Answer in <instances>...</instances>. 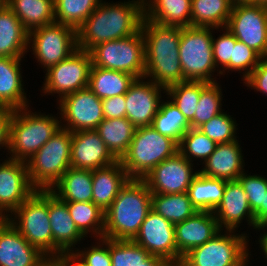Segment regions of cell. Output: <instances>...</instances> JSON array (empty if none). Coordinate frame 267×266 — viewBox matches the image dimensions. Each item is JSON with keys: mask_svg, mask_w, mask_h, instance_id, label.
Segmentation results:
<instances>
[{"mask_svg": "<svg viewBox=\"0 0 267 266\" xmlns=\"http://www.w3.org/2000/svg\"><path fill=\"white\" fill-rule=\"evenodd\" d=\"M179 152V144L151 126L136 128L121 163L130 179H143L162 161Z\"/></svg>", "mask_w": 267, "mask_h": 266, "instance_id": "obj_5", "label": "cell"}, {"mask_svg": "<svg viewBox=\"0 0 267 266\" xmlns=\"http://www.w3.org/2000/svg\"><path fill=\"white\" fill-rule=\"evenodd\" d=\"M7 0H0V10L6 6Z\"/></svg>", "mask_w": 267, "mask_h": 266, "instance_id": "obj_58", "label": "cell"}, {"mask_svg": "<svg viewBox=\"0 0 267 266\" xmlns=\"http://www.w3.org/2000/svg\"><path fill=\"white\" fill-rule=\"evenodd\" d=\"M57 106L61 127L72 133L95 130L104 119L102 99L89 88L65 95Z\"/></svg>", "mask_w": 267, "mask_h": 266, "instance_id": "obj_14", "label": "cell"}, {"mask_svg": "<svg viewBox=\"0 0 267 266\" xmlns=\"http://www.w3.org/2000/svg\"><path fill=\"white\" fill-rule=\"evenodd\" d=\"M48 213L52 230V259L73 253L85 237L77 229L67 203L48 190Z\"/></svg>", "mask_w": 267, "mask_h": 266, "instance_id": "obj_19", "label": "cell"}, {"mask_svg": "<svg viewBox=\"0 0 267 266\" xmlns=\"http://www.w3.org/2000/svg\"><path fill=\"white\" fill-rule=\"evenodd\" d=\"M151 194L143 179H129L105 211L104 238L133 240L152 210Z\"/></svg>", "mask_w": 267, "mask_h": 266, "instance_id": "obj_3", "label": "cell"}, {"mask_svg": "<svg viewBox=\"0 0 267 266\" xmlns=\"http://www.w3.org/2000/svg\"><path fill=\"white\" fill-rule=\"evenodd\" d=\"M192 162L180 152L156 165L143 178L151 193L176 194L188 191L192 180L199 173ZM196 169V170H194Z\"/></svg>", "mask_w": 267, "mask_h": 266, "instance_id": "obj_16", "label": "cell"}, {"mask_svg": "<svg viewBox=\"0 0 267 266\" xmlns=\"http://www.w3.org/2000/svg\"><path fill=\"white\" fill-rule=\"evenodd\" d=\"M218 82H209L201 91L194 119L190 122L191 128H198L211 120L222 111L223 92Z\"/></svg>", "mask_w": 267, "mask_h": 266, "instance_id": "obj_40", "label": "cell"}, {"mask_svg": "<svg viewBox=\"0 0 267 266\" xmlns=\"http://www.w3.org/2000/svg\"><path fill=\"white\" fill-rule=\"evenodd\" d=\"M253 214L258 228L267 223V193L264 194L263 204Z\"/></svg>", "mask_w": 267, "mask_h": 266, "instance_id": "obj_51", "label": "cell"}, {"mask_svg": "<svg viewBox=\"0 0 267 266\" xmlns=\"http://www.w3.org/2000/svg\"><path fill=\"white\" fill-rule=\"evenodd\" d=\"M29 32L6 5L0 10V57L25 58Z\"/></svg>", "mask_w": 267, "mask_h": 266, "instance_id": "obj_27", "label": "cell"}, {"mask_svg": "<svg viewBox=\"0 0 267 266\" xmlns=\"http://www.w3.org/2000/svg\"><path fill=\"white\" fill-rule=\"evenodd\" d=\"M6 157L0 160V219H7L37 190L30 183L26 162Z\"/></svg>", "mask_w": 267, "mask_h": 266, "instance_id": "obj_15", "label": "cell"}, {"mask_svg": "<svg viewBox=\"0 0 267 266\" xmlns=\"http://www.w3.org/2000/svg\"><path fill=\"white\" fill-rule=\"evenodd\" d=\"M226 28L262 58L267 57V6L234 4Z\"/></svg>", "mask_w": 267, "mask_h": 266, "instance_id": "obj_13", "label": "cell"}, {"mask_svg": "<svg viewBox=\"0 0 267 266\" xmlns=\"http://www.w3.org/2000/svg\"><path fill=\"white\" fill-rule=\"evenodd\" d=\"M208 83L191 80L176 83L166 88L164 96L180 110L190 123L194 119L200 93Z\"/></svg>", "mask_w": 267, "mask_h": 266, "instance_id": "obj_38", "label": "cell"}, {"mask_svg": "<svg viewBox=\"0 0 267 266\" xmlns=\"http://www.w3.org/2000/svg\"><path fill=\"white\" fill-rule=\"evenodd\" d=\"M152 210L174 225L193 216L197 209L191 203L187 192L176 194H151Z\"/></svg>", "mask_w": 267, "mask_h": 266, "instance_id": "obj_36", "label": "cell"}, {"mask_svg": "<svg viewBox=\"0 0 267 266\" xmlns=\"http://www.w3.org/2000/svg\"><path fill=\"white\" fill-rule=\"evenodd\" d=\"M13 109L0 105V150L9 152V122Z\"/></svg>", "mask_w": 267, "mask_h": 266, "instance_id": "obj_50", "label": "cell"}, {"mask_svg": "<svg viewBox=\"0 0 267 266\" xmlns=\"http://www.w3.org/2000/svg\"><path fill=\"white\" fill-rule=\"evenodd\" d=\"M250 255L241 263V264H239L238 266H250V265H248V264H252L251 262H250Z\"/></svg>", "mask_w": 267, "mask_h": 266, "instance_id": "obj_56", "label": "cell"}, {"mask_svg": "<svg viewBox=\"0 0 267 266\" xmlns=\"http://www.w3.org/2000/svg\"><path fill=\"white\" fill-rule=\"evenodd\" d=\"M70 216L72 217L79 232L86 238L87 235L104 238V216L103 212L93 202H66Z\"/></svg>", "mask_w": 267, "mask_h": 266, "instance_id": "obj_35", "label": "cell"}, {"mask_svg": "<svg viewBox=\"0 0 267 266\" xmlns=\"http://www.w3.org/2000/svg\"><path fill=\"white\" fill-rule=\"evenodd\" d=\"M91 66L90 53L77 48L65 60L43 71L45 78L40 89L43 94L40 95L58 94L56 98L59 101L65 95L88 88Z\"/></svg>", "mask_w": 267, "mask_h": 266, "instance_id": "obj_11", "label": "cell"}, {"mask_svg": "<svg viewBox=\"0 0 267 266\" xmlns=\"http://www.w3.org/2000/svg\"><path fill=\"white\" fill-rule=\"evenodd\" d=\"M262 230L263 233H261L260 231ZM267 228H258L257 231L260 232V235H258V242L257 244H260L258 245L259 248H260V252H262L264 254L263 258L264 260L266 259L267 260ZM267 262V261H266Z\"/></svg>", "mask_w": 267, "mask_h": 266, "instance_id": "obj_54", "label": "cell"}, {"mask_svg": "<svg viewBox=\"0 0 267 266\" xmlns=\"http://www.w3.org/2000/svg\"><path fill=\"white\" fill-rule=\"evenodd\" d=\"M95 130L112 155L117 160H121L128 151L136 127L126 117L118 119L104 118Z\"/></svg>", "mask_w": 267, "mask_h": 266, "instance_id": "obj_32", "label": "cell"}, {"mask_svg": "<svg viewBox=\"0 0 267 266\" xmlns=\"http://www.w3.org/2000/svg\"><path fill=\"white\" fill-rule=\"evenodd\" d=\"M141 31L145 40L144 78L164 88L187 81L179 58L182 27L162 25L143 17Z\"/></svg>", "mask_w": 267, "mask_h": 266, "instance_id": "obj_2", "label": "cell"}, {"mask_svg": "<svg viewBox=\"0 0 267 266\" xmlns=\"http://www.w3.org/2000/svg\"><path fill=\"white\" fill-rule=\"evenodd\" d=\"M254 4L267 6V0H254Z\"/></svg>", "mask_w": 267, "mask_h": 266, "instance_id": "obj_57", "label": "cell"}, {"mask_svg": "<svg viewBox=\"0 0 267 266\" xmlns=\"http://www.w3.org/2000/svg\"><path fill=\"white\" fill-rule=\"evenodd\" d=\"M50 266H60L54 259L50 260Z\"/></svg>", "mask_w": 267, "mask_h": 266, "instance_id": "obj_59", "label": "cell"}, {"mask_svg": "<svg viewBox=\"0 0 267 266\" xmlns=\"http://www.w3.org/2000/svg\"><path fill=\"white\" fill-rule=\"evenodd\" d=\"M238 125L235 118L229 115V112L222 111L197 129L216 144H221L232 142L239 137L236 135Z\"/></svg>", "mask_w": 267, "mask_h": 266, "instance_id": "obj_43", "label": "cell"}, {"mask_svg": "<svg viewBox=\"0 0 267 266\" xmlns=\"http://www.w3.org/2000/svg\"><path fill=\"white\" fill-rule=\"evenodd\" d=\"M97 240L90 247H77L72 254L85 266H112L109 239L98 238Z\"/></svg>", "mask_w": 267, "mask_h": 266, "instance_id": "obj_45", "label": "cell"}, {"mask_svg": "<svg viewBox=\"0 0 267 266\" xmlns=\"http://www.w3.org/2000/svg\"><path fill=\"white\" fill-rule=\"evenodd\" d=\"M213 213L221 230L239 232L238 228L243 220L250 229H255L256 232L258 230L247 195L239 180L226 181L222 201Z\"/></svg>", "mask_w": 267, "mask_h": 266, "instance_id": "obj_21", "label": "cell"}, {"mask_svg": "<svg viewBox=\"0 0 267 266\" xmlns=\"http://www.w3.org/2000/svg\"><path fill=\"white\" fill-rule=\"evenodd\" d=\"M22 58L0 57V105L21 109L29 105L22 77Z\"/></svg>", "mask_w": 267, "mask_h": 266, "instance_id": "obj_25", "label": "cell"}, {"mask_svg": "<svg viewBox=\"0 0 267 266\" xmlns=\"http://www.w3.org/2000/svg\"><path fill=\"white\" fill-rule=\"evenodd\" d=\"M165 98L159 105V110L151 127L161 135L168 136L179 144L182 136L191 126L180 110L169 99L167 100V97Z\"/></svg>", "mask_w": 267, "mask_h": 266, "instance_id": "obj_37", "label": "cell"}, {"mask_svg": "<svg viewBox=\"0 0 267 266\" xmlns=\"http://www.w3.org/2000/svg\"><path fill=\"white\" fill-rule=\"evenodd\" d=\"M215 30L211 27H182L179 58L186 80L217 82L219 78L215 75L221 76L213 60L212 36Z\"/></svg>", "mask_w": 267, "mask_h": 266, "instance_id": "obj_7", "label": "cell"}, {"mask_svg": "<svg viewBox=\"0 0 267 266\" xmlns=\"http://www.w3.org/2000/svg\"><path fill=\"white\" fill-rule=\"evenodd\" d=\"M216 30L222 31V34L217 38L212 36L213 60L218 72H221L230 63L237 39L226 27Z\"/></svg>", "mask_w": 267, "mask_h": 266, "instance_id": "obj_46", "label": "cell"}, {"mask_svg": "<svg viewBox=\"0 0 267 266\" xmlns=\"http://www.w3.org/2000/svg\"><path fill=\"white\" fill-rule=\"evenodd\" d=\"M92 170L70 167L50 189L64 202H93Z\"/></svg>", "mask_w": 267, "mask_h": 266, "instance_id": "obj_29", "label": "cell"}, {"mask_svg": "<svg viewBox=\"0 0 267 266\" xmlns=\"http://www.w3.org/2000/svg\"><path fill=\"white\" fill-rule=\"evenodd\" d=\"M104 118L118 119L126 117V101L124 95L102 99Z\"/></svg>", "mask_w": 267, "mask_h": 266, "instance_id": "obj_49", "label": "cell"}, {"mask_svg": "<svg viewBox=\"0 0 267 266\" xmlns=\"http://www.w3.org/2000/svg\"><path fill=\"white\" fill-rule=\"evenodd\" d=\"M112 155L96 130L75 131L71 141V167L96 170L114 164Z\"/></svg>", "mask_w": 267, "mask_h": 266, "instance_id": "obj_22", "label": "cell"}, {"mask_svg": "<svg viewBox=\"0 0 267 266\" xmlns=\"http://www.w3.org/2000/svg\"><path fill=\"white\" fill-rule=\"evenodd\" d=\"M236 232L221 230L205 244L185 254L178 266H238L252 254H249V232Z\"/></svg>", "mask_w": 267, "mask_h": 266, "instance_id": "obj_8", "label": "cell"}, {"mask_svg": "<svg viewBox=\"0 0 267 266\" xmlns=\"http://www.w3.org/2000/svg\"><path fill=\"white\" fill-rule=\"evenodd\" d=\"M49 260L8 219H0V266H45Z\"/></svg>", "mask_w": 267, "mask_h": 266, "instance_id": "obj_20", "label": "cell"}, {"mask_svg": "<svg viewBox=\"0 0 267 266\" xmlns=\"http://www.w3.org/2000/svg\"><path fill=\"white\" fill-rule=\"evenodd\" d=\"M109 253L112 266H142L151 256L133 240L109 239Z\"/></svg>", "mask_w": 267, "mask_h": 266, "instance_id": "obj_42", "label": "cell"}, {"mask_svg": "<svg viewBox=\"0 0 267 266\" xmlns=\"http://www.w3.org/2000/svg\"><path fill=\"white\" fill-rule=\"evenodd\" d=\"M133 241L151 255L165 258L177 266L174 224L154 210L148 213Z\"/></svg>", "mask_w": 267, "mask_h": 266, "instance_id": "obj_18", "label": "cell"}, {"mask_svg": "<svg viewBox=\"0 0 267 266\" xmlns=\"http://www.w3.org/2000/svg\"><path fill=\"white\" fill-rule=\"evenodd\" d=\"M192 0H144V17L162 25L190 27Z\"/></svg>", "mask_w": 267, "mask_h": 266, "instance_id": "obj_28", "label": "cell"}, {"mask_svg": "<svg viewBox=\"0 0 267 266\" xmlns=\"http://www.w3.org/2000/svg\"><path fill=\"white\" fill-rule=\"evenodd\" d=\"M226 180L198 173L188 188L189 199L197 211L214 212L221 203Z\"/></svg>", "mask_w": 267, "mask_h": 266, "instance_id": "obj_33", "label": "cell"}, {"mask_svg": "<svg viewBox=\"0 0 267 266\" xmlns=\"http://www.w3.org/2000/svg\"><path fill=\"white\" fill-rule=\"evenodd\" d=\"M259 228H267V223L264 226L259 227Z\"/></svg>", "mask_w": 267, "mask_h": 266, "instance_id": "obj_61", "label": "cell"}, {"mask_svg": "<svg viewBox=\"0 0 267 266\" xmlns=\"http://www.w3.org/2000/svg\"><path fill=\"white\" fill-rule=\"evenodd\" d=\"M129 179L120 160L92 170L93 203L105 212Z\"/></svg>", "mask_w": 267, "mask_h": 266, "instance_id": "obj_26", "label": "cell"}, {"mask_svg": "<svg viewBox=\"0 0 267 266\" xmlns=\"http://www.w3.org/2000/svg\"><path fill=\"white\" fill-rule=\"evenodd\" d=\"M174 227L177 266L185 254L205 244L221 231L214 213L209 211H197L183 222L175 224Z\"/></svg>", "mask_w": 267, "mask_h": 266, "instance_id": "obj_23", "label": "cell"}, {"mask_svg": "<svg viewBox=\"0 0 267 266\" xmlns=\"http://www.w3.org/2000/svg\"><path fill=\"white\" fill-rule=\"evenodd\" d=\"M45 266H50V260L45 264Z\"/></svg>", "mask_w": 267, "mask_h": 266, "instance_id": "obj_60", "label": "cell"}, {"mask_svg": "<svg viewBox=\"0 0 267 266\" xmlns=\"http://www.w3.org/2000/svg\"><path fill=\"white\" fill-rule=\"evenodd\" d=\"M143 17L144 0H102L76 30L77 48L89 52L98 44L134 35L141 29Z\"/></svg>", "mask_w": 267, "mask_h": 266, "instance_id": "obj_1", "label": "cell"}, {"mask_svg": "<svg viewBox=\"0 0 267 266\" xmlns=\"http://www.w3.org/2000/svg\"><path fill=\"white\" fill-rule=\"evenodd\" d=\"M60 266H85L72 253H65L54 259Z\"/></svg>", "mask_w": 267, "mask_h": 266, "instance_id": "obj_52", "label": "cell"}, {"mask_svg": "<svg viewBox=\"0 0 267 266\" xmlns=\"http://www.w3.org/2000/svg\"><path fill=\"white\" fill-rule=\"evenodd\" d=\"M89 53L93 66L122 71L136 79L145 75V40L141 29L134 35L98 44Z\"/></svg>", "mask_w": 267, "mask_h": 266, "instance_id": "obj_10", "label": "cell"}, {"mask_svg": "<svg viewBox=\"0 0 267 266\" xmlns=\"http://www.w3.org/2000/svg\"><path fill=\"white\" fill-rule=\"evenodd\" d=\"M232 2L234 4H247V3H253L254 4V0H232Z\"/></svg>", "mask_w": 267, "mask_h": 266, "instance_id": "obj_55", "label": "cell"}, {"mask_svg": "<svg viewBox=\"0 0 267 266\" xmlns=\"http://www.w3.org/2000/svg\"><path fill=\"white\" fill-rule=\"evenodd\" d=\"M72 132L60 127L27 161L30 183L37 190H50L71 167Z\"/></svg>", "mask_w": 267, "mask_h": 266, "instance_id": "obj_6", "label": "cell"}, {"mask_svg": "<svg viewBox=\"0 0 267 266\" xmlns=\"http://www.w3.org/2000/svg\"><path fill=\"white\" fill-rule=\"evenodd\" d=\"M262 60V57L248 47L245 43L236 41L235 47L233 48L232 57L230 63L220 72L221 75H225L234 71L242 73V81H244L250 73L257 67Z\"/></svg>", "mask_w": 267, "mask_h": 266, "instance_id": "obj_44", "label": "cell"}, {"mask_svg": "<svg viewBox=\"0 0 267 266\" xmlns=\"http://www.w3.org/2000/svg\"><path fill=\"white\" fill-rule=\"evenodd\" d=\"M6 5L28 32L55 22L54 0H7Z\"/></svg>", "mask_w": 267, "mask_h": 266, "instance_id": "obj_30", "label": "cell"}, {"mask_svg": "<svg viewBox=\"0 0 267 266\" xmlns=\"http://www.w3.org/2000/svg\"><path fill=\"white\" fill-rule=\"evenodd\" d=\"M242 152L239 138L229 143L217 144L214 152L199 169V173L226 181L238 180V177L245 171Z\"/></svg>", "mask_w": 267, "mask_h": 266, "instance_id": "obj_24", "label": "cell"}, {"mask_svg": "<svg viewBox=\"0 0 267 266\" xmlns=\"http://www.w3.org/2000/svg\"><path fill=\"white\" fill-rule=\"evenodd\" d=\"M136 78L122 71L91 66L88 88L100 99L125 95Z\"/></svg>", "mask_w": 267, "mask_h": 266, "instance_id": "obj_31", "label": "cell"}, {"mask_svg": "<svg viewBox=\"0 0 267 266\" xmlns=\"http://www.w3.org/2000/svg\"><path fill=\"white\" fill-rule=\"evenodd\" d=\"M142 266H175L173 263H171L169 260L151 255Z\"/></svg>", "mask_w": 267, "mask_h": 266, "instance_id": "obj_53", "label": "cell"}, {"mask_svg": "<svg viewBox=\"0 0 267 266\" xmlns=\"http://www.w3.org/2000/svg\"><path fill=\"white\" fill-rule=\"evenodd\" d=\"M166 88L146 78L135 79L126 92V118L136 127L151 126Z\"/></svg>", "mask_w": 267, "mask_h": 266, "instance_id": "obj_17", "label": "cell"}, {"mask_svg": "<svg viewBox=\"0 0 267 266\" xmlns=\"http://www.w3.org/2000/svg\"><path fill=\"white\" fill-rule=\"evenodd\" d=\"M58 114L33 112L30 106L14 109L9 122L8 158L26 162L32 157L61 127Z\"/></svg>", "mask_w": 267, "mask_h": 266, "instance_id": "obj_4", "label": "cell"}, {"mask_svg": "<svg viewBox=\"0 0 267 266\" xmlns=\"http://www.w3.org/2000/svg\"><path fill=\"white\" fill-rule=\"evenodd\" d=\"M28 51L45 71L65 60L77 49L76 30L53 22L29 32ZM31 46V47H30ZM32 49V50H31Z\"/></svg>", "mask_w": 267, "mask_h": 266, "instance_id": "obj_12", "label": "cell"}, {"mask_svg": "<svg viewBox=\"0 0 267 266\" xmlns=\"http://www.w3.org/2000/svg\"><path fill=\"white\" fill-rule=\"evenodd\" d=\"M7 219L27 242L52 260L48 190H36Z\"/></svg>", "mask_w": 267, "mask_h": 266, "instance_id": "obj_9", "label": "cell"}, {"mask_svg": "<svg viewBox=\"0 0 267 266\" xmlns=\"http://www.w3.org/2000/svg\"><path fill=\"white\" fill-rule=\"evenodd\" d=\"M233 5L232 0H192L191 26L226 27Z\"/></svg>", "mask_w": 267, "mask_h": 266, "instance_id": "obj_34", "label": "cell"}, {"mask_svg": "<svg viewBox=\"0 0 267 266\" xmlns=\"http://www.w3.org/2000/svg\"><path fill=\"white\" fill-rule=\"evenodd\" d=\"M238 180L247 195L251 211L254 213L262 204L264 194L267 193V178L260 174L249 175L244 171Z\"/></svg>", "mask_w": 267, "mask_h": 266, "instance_id": "obj_47", "label": "cell"}, {"mask_svg": "<svg viewBox=\"0 0 267 266\" xmlns=\"http://www.w3.org/2000/svg\"><path fill=\"white\" fill-rule=\"evenodd\" d=\"M216 143L208 138L204 133H202L197 128H190L181 139L179 143V152L193 164L194 161H199L203 163L208 159V157L214 152Z\"/></svg>", "mask_w": 267, "mask_h": 266, "instance_id": "obj_41", "label": "cell"}, {"mask_svg": "<svg viewBox=\"0 0 267 266\" xmlns=\"http://www.w3.org/2000/svg\"><path fill=\"white\" fill-rule=\"evenodd\" d=\"M245 86L267 96V57L262 58L257 67L243 82Z\"/></svg>", "mask_w": 267, "mask_h": 266, "instance_id": "obj_48", "label": "cell"}, {"mask_svg": "<svg viewBox=\"0 0 267 266\" xmlns=\"http://www.w3.org/2000/svg\"><path fill=\"white\" fill-rule=\"evenodd\" d=\"M102 0H54L55 22L77 30Z\"/></svg>", "mask_w": 267, "mask_h": 266, "instance_id": "obj_39", "label": "cell"}]
</instances>
